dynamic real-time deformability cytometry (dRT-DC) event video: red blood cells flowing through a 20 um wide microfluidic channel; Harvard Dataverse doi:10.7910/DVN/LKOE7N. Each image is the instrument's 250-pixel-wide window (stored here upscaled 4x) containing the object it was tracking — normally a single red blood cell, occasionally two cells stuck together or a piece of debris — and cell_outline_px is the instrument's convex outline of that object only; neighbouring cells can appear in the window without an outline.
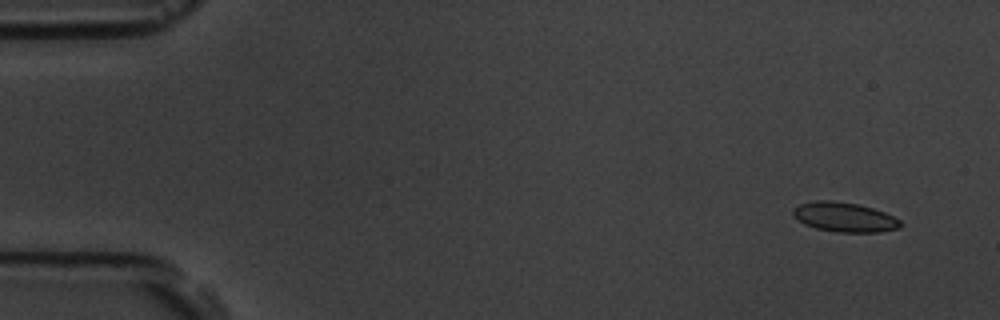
{"species": "common noctule bat (a hibernating species)", "species_latin": "Nyctalus noctula", "temperature_condition": "room temperature", "stored_images_in_passage": 52, "camera_frame_rate_fps": 3000, "um_per_image_px": 0.085, "animal": {"sex": "male", "body_mass_g": 19.5, "forearm_length_mm": 54.6}, "frame": {"image": 1, "passage_image": 1, "time_ms": 0.0, "image_size_px": [1000, 320], "cell_outline_px": [[900, 228], [880, 232], [836, 232], [816, 228], [804, 224], [792, 216], [792, 208], [800, 204], [816, 200], [832, 200], [856, 204], [872, 208], [884, 212], [900, 220]], "centroid_in_image_um": [71.73, 18.45], "position_along_channel_um": 13.3, "area_um2": 18.5}}
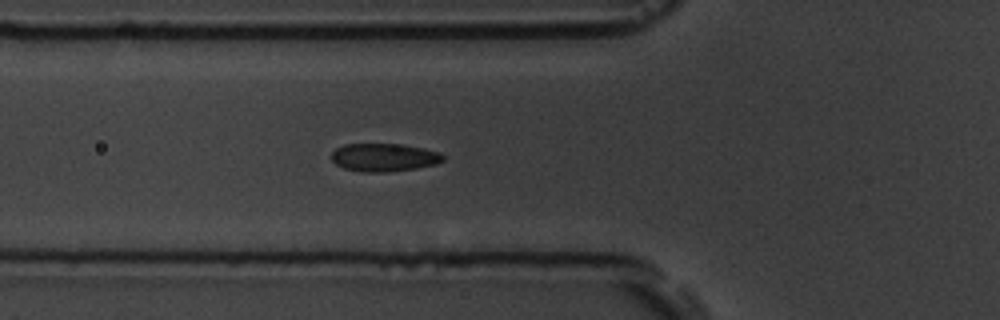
{"frame": {"image": 2, "passage_image": 17, "time_ms": 5.333, "image_size_px": [1000, 320], "cell_outline_px": [[444, 160], [436, 164], [416, 168], [384, 172], [360, 172], [344, 168], [336, 164], [332, 160], [332, 152], [336, 148], [344, 144], [404, 144], [424, 148], [440, 152], [444, 156]], "centroid_in_image_um": [32.65, 13.37], "position_along_channel_um": 93.1, "area_um2": 18.32}}
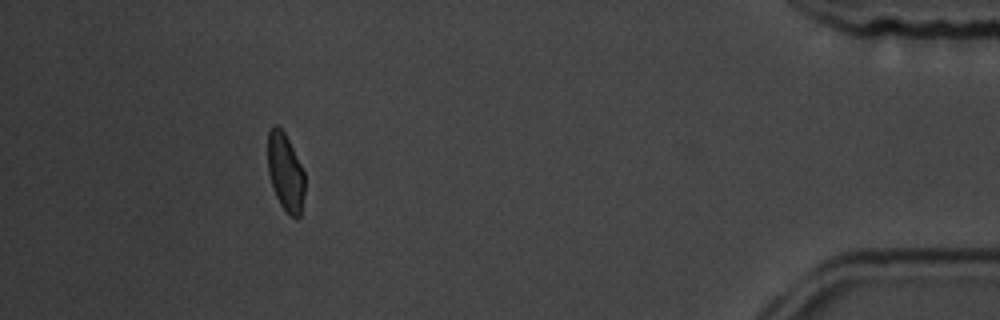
{"frame": {"image": 3, "passage_image": 47, "time_ms": 15.333, "image_size_px": [1000, 320], "cell_outline_px": [[304, 192], [300, 216], [296, 220], [288, 216], [280, 204], [276, 196], [268, 172], [268, 132], [272, 124], [276, 124], [284, 132], [304, 172]], "centroid_in_image_um": [24.25, 14.67], "position_along_channel_um": 410.9, "area_um2": 16.7}, "authors_computed_cell_mechanics": {"area_um2": 18.3515, "velocity_mm_per_s": 3.76, "shape_relaxation_time_tau1_ms": 3.6222, "shape_relaxation_time_tau2_ms": 1.3203, "deformation_change_tau1": 0.0998, "deformation_change_tau2": 0.0479}}